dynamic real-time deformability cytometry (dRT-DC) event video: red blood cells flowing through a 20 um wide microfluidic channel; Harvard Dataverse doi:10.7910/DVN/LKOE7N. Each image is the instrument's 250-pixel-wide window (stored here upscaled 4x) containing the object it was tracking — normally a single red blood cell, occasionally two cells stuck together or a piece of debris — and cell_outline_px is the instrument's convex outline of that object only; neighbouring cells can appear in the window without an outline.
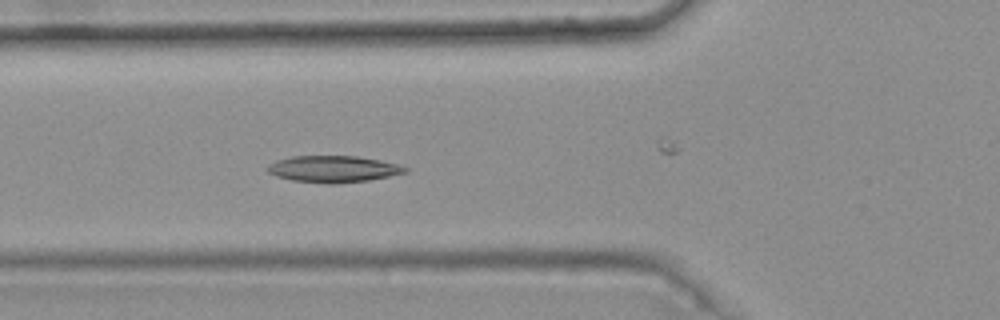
{"species": "common noctule bat (a hibernating species)", "species_latin": "Nyctalus noctula", "temperature_condition": "warm", "stored_images_in_passage": 6, "camera_frame_rate_fps": 3000, "um_per_image_px": 0.085, "animal": {"sex": "female", "body_mass_g": 25.1}, "frame": {"image": 1, "passage_image": 6, "time_ms": 1.667, "image_size_px": [1000, 320], "cell_outline_px": [[408, 172], [368, 180], [332, 184], [328, 184], [292, 180], [276, 176], [268, 172], [264, 168], [268, 164], [276, 160], [292, 156], [356, 156], [380, 160], [396, 164], [408, 168]], "centroid_in_image_um": [28.28, 14.36], "position_along_channel_um": 97.5, "area_um2": 21.33}}